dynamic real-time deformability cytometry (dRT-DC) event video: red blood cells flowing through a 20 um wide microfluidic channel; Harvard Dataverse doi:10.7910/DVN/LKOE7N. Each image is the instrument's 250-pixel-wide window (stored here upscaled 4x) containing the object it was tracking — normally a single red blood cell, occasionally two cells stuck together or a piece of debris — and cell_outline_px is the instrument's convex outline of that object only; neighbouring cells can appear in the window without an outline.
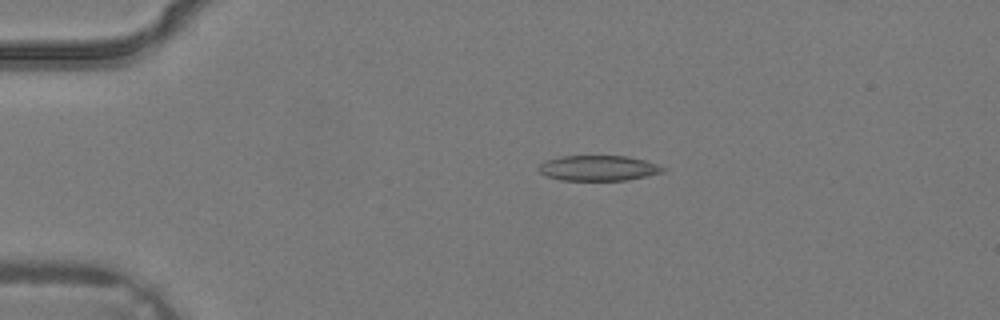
{"species": "common noctule bat (a hibernating species)", "species_latin": "Nyctalus noctula", "temperature_condition": "warm", "stored_images_in_passage": 4, "camera_frame_rate_fps": 3000, "um_per_image_px": 0.085, "animal": {"sex": "male", "body_mass_g": 19.2, "forearm_length_mm": 51.8}, "frame": {"image": 1, "passage_image": 3, "time_ms": 0.667, "image_size_px": [1000, 320], "cell_outline_px": [[668, 168], [664, 172], [648, 176], [628, 180], [560, 180], [548, 176], [540, 172], [536, 168], [544, 160], [560, 156], [628, 156], [644, 160]], "centroid_in_image_um": [50.87, 14.28], "position_along_channel_um": 34.1, "area_um2": 18.5}}